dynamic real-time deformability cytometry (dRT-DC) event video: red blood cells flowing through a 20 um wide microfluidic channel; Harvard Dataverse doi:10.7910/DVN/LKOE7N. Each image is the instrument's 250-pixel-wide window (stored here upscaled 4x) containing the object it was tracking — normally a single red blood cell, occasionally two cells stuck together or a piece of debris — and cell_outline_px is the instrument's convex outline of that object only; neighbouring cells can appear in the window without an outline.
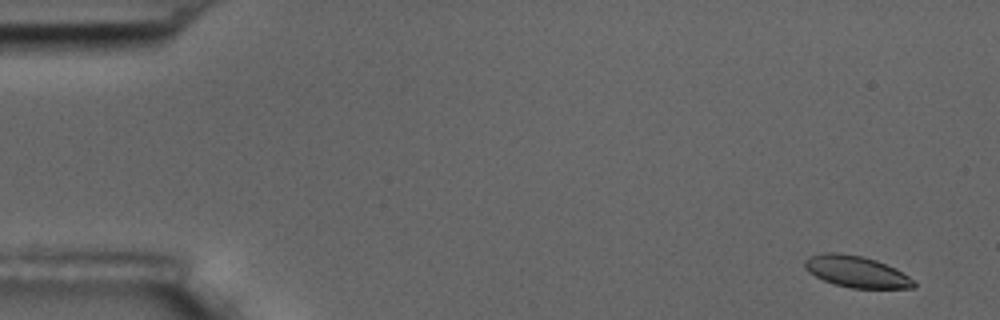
{"species": "common noctule bat (a hibernating species)", "species_latin": "Nyctalus noctula", "temperature_condition": "room temperature", "stored_images_in_passage": 5, "camera_frame_rate_fps": 3000, "um_per_image_px": 0.085, "animal": {"sex": "male", "body_mass_g": 17.5, "forearm_length_mm": 52.3}, "frame": {"image": 1, "passage_image": 1, "time_ms": 0.0, "image_size_px": [1000, 320], "cell_outline_px": [[916, 288], [852, 288], [836, 284], [824, 280], [808, 272], [804, 268], [804, 260], [808, 256], [824, 252], [840, 252], [864, 256], [876, 260], [896, 268], [916, 280]], "centroid_in_image_um": [72.81, 23.07], "position_along_channel_um": 12.2, "area_um2": 20.29}}
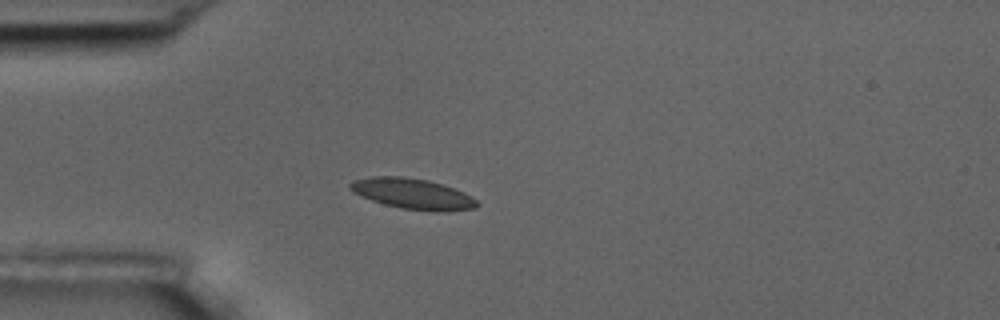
{"frame": {"image": 2, "passage_image": 5, "time_ms": 4.333, "image_size_px": [1000, 320], "cell_outline_px": [[480, 204], [476, 208], [444, 212], [436, 212], [400, 208], [384, 204], [372, 200], [352, 192], [348, 188], [348, 184], [352, 180], [372, 176], [400, 176], [428, 180], [456, 188], [472, 196]], "centroid_in_image_um": [35.09, 16.47], "position_along_channel_um": 49.9, "area_um2": 22.95}}